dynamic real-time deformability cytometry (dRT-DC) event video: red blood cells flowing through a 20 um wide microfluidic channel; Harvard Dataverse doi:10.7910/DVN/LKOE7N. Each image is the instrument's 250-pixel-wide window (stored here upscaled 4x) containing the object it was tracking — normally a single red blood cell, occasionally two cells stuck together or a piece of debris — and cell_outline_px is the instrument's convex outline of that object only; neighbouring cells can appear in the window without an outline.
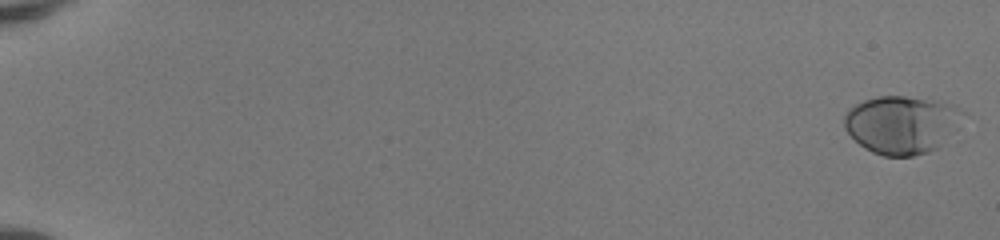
{"species": "human", "species_latin": "Homo sapiens", "temperature_condition": "room temperature", "stored_images_in_passage": 52, "camera_frame_rate_fps": 3000, "um_per_image_px": 0.085, "donor": {"sex": "female"}, "frame": {"image": 1, "passage_image": 1, "time_ms": 0.0, "image_size_px": [1000, 240], "cell_outline_px": [[968, 112], [936, 148], [928, 152], [912, 156], [884, 156], [872, 152], [864, 148], [844, 128], [844, 116], [848, 108], [864, 100], [876, 96], [904, 96], [932, 100], [952, 104]], "centroid_in_image_um": [76.61, 10.57], "position_along_channel_um": 8.4, "area_um2": 39.82}}
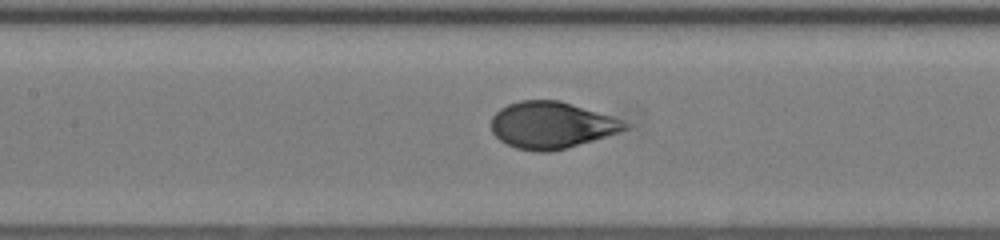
{"frame": {"image": 2, "passage_image": 27, "time_ms": 8.667, "image_size_px": [1000, 240], "cell_outline_px": [[632, 124], [628, 128], [592, 140], [552, 152], [536, 152], [516, 148], [500, 140], [492, 132], [492, 116], [500, 108], [508, 104], [520, 100], [560, 100], [612, 116], [624, 120]], "centroid_in_image_um": [46.87, 10.63], "position_along_channel_um": 160.5, "area_um2": 36.24}}
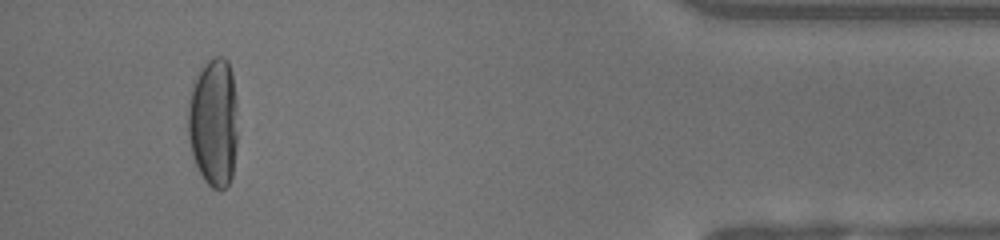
{"frame": {"image": 3, "passage_image": 49, "time_ms": 16.0, "image_size_px": [1000, 240], "cell_outline_px": [[236, 148], [232, 176], [228, 184], [224, 188], [212, 188], [204, 180], [192, 156], [188, 136], [188, 104], [192, 88], [200, 68], [208, 60], [216, 56], [224, 56], [228, 60], [232, 72], [236, 100]], "centroid_in_image_um": [18.15, 10.37], "position_along_channel_um": 417.0, "area_um2": 37.34}, "authors_computed_cell_mechanics": {"area_um2": 37.1654, "velocity_mm_per_s": 4.1601, "shape_relaxation_time_tau1_ms": 4.0058, "shape_relaxation_time_tau2_ms": null, "deformation_change_tau1": 0.2195, "deformation_change_tau2": null}}